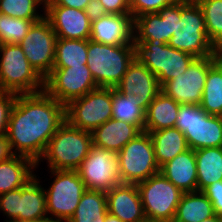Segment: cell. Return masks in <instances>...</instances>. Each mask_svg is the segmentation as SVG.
Wrapping results in <instances>:
<instances>
[{"label":"cell","instance_id":"6da1fadb","mask_svg":"<svg viewBox=\"0 0 222 222\" xmlns=\"http://www.w3.org/2000/svg\"><path fill=\"white\" fill-rule=\"evenodd\" d=\"M65 121V105L45 90L17 95L6 134L13 153L38 166L48 142Z\"/></svg>","mask_w":222,"mask_h":222},{"label":"cell","instance_id":"7a4b0ae2","mask_svg":"<svg viewBox=\"0 0 222 222\" xmlns=\"http://www.w3.org/2000/svg\"><path fill=\"white\" fill-rule=\"evenodd\" d=\"M167 44L195 58L215 55L216 48L209 41L203 12L195 0L177 1V26Z\"/></svg>","mask_w":222,"mask_h":222},{"label":"cell","instance_id":"3957f363","mask_svg":"<svg viewBox=\"0 0 222 222\" xmlns=\"http://www.w3.org/2000/svg\"><path fill=\"white\" fill-rule=\"evenodd\" d=\"M93 146L92 134L65 121L51 137L44 154L50 170L76 171Z\"/></svg>","mask_w":222,"mask_h":222},{"label":"cell","instance_id":"277c9868","mask_svg":"<svg viewBox=\"0 0 222 222\" xmlns=\"http://www.w3.org/2000/svg\"><path fill=\"white\" fill-rule=\"evenodd\" d=\"M87 66L98 87L115 86L136 58V47L107 45L88 39Z\"/></svg>","mask_w":222,"mask_h":222},{"label":"cell","instance_id":"5b68a950","mask_svg":"<svg viewBox=\"0 0 222 222\" xmlns=\"http://www.w3.org/2000/svg\"><path fill=\"white\" fill-rule=\"evenodd\" d=\"M0 91L17 95L44 91V79L19 44H0Z\"/></svg>","mask_w":222,"mask_h":222},{"label":"cell","instance_id":"8992f818","mask_svg":"<svg viewBox=\"0 0 222 222\" xmlns=\"http://www.w3.org/2000/svg\"><path fill=\"white\" fill-rule=\"evenodd\" d=\"M175 128L184 133L188 147H222V118L207 114L200 105L180 104Z\"/></svg>","mask_w":222,"mask_h":222},{"label":"cell","instance_id":"52a82bcc","mask_svg":"<svg viewBox=\"0 0 222 222\" xmlns=\"http://www.w3.org/2000/svg\"><path fill=\"white\" fill-rule=\"evenodd\" d=\"M136 185L146 220L173 222L177 206L184 193L161 172Z\"/></svg>","mask_w":222,"mask_h":222},{"label":"cell","instance_id":"ba28073f","mask_svg":"<svg viewBox=\"0 0 222 222\" xmlns=\"http://www.w3.org/2000/svg\"><path fill=\"white\" fill-rule=\"evenodd\" d=\"M121 183L137 184L160 172L148 132H140L118 153Z\"/></svg>","mask_w":222,"mask_h":222},{"label":"cell","instance_id":"9c48e42d","mask_svg":"<svg viewBox=\"0 0 222 222\" xmlns=\"http://www.w3.org/2000/svg\"><path fill=\"white\" fill-rule=\"evenodd\" d=\"M134 45L137 59L157 77L161 87L184 73L196 59L191 54L164 43L143 41Z\"/></svg>","mask_w":222,"mask_h":222},{"label":"cell","instance_id":"30bf717a","mask_svg":"<svg viewBox=\"0 0 222 222\" xmlns=\"http://www.w3.org/2000/svg\"><path fill=\"white\" fill-rule=\"evenodd\" d=\"M55 176L49 189H45L47 216L58 222H68L87 190L77 171L51 170ZM51 216V217H50Z\"/></svg>","mask_w":222,"mask_h":222},{"label":"cell","instance_id":"8fae6325","mask_svg":"<svg viewBox=\"0 0 222 222\" xmlns=\"http://www.w3.org/2000/svg\"><path fill=\"white\" fill-rule=\"evenodd\" d=\"M112 88L98 87L65 106L66 121L73 127L92 132L112 118Z\"/></svg>","mask_w":222,"mask_h":222},{"label":"cell","instance_id":"7c38bea8","mask_svg":"<svg viewBox=\"0 0 222 222\" xmlns=\"http://www.w3.org/2000/svg\"><path fill=\"white\" fill-rule=\"evenodd\" d=\"M96 88L98 86L86 64L53 68L44 79V90L65 106Z\"/></svg>","mask_w":222,"mask_h":222},{"label":"cell","instance_id":"4fadbf2b","mask_svg":"<svg viewBox=\"0 0 222 222\" xmlns=\"http://www.w3.org/2000/svg\"><path fill=\"white\" fill-rule=\"evenodd\" d=\"M87 190L108 192L121 183L117 154L92 146L76 170Z\"/></svg>","mask_w":222,"mask_h":222},{"label":"cell","instance_id":"5bb4252c","mask_svg":"<svg viewBox=\"0 0 222 222\" xmlns=\"http://www.w3.org/2000/svg\"><path fill=\"white\" fill-rule=\"evenodd\" d=\"M57 35L44 16L34 22L19 43L30 65L45 79L52 71L55 60Z\"/></svg>","mask_w":222,"mask_h":222},{"label":"cell","instance_id":"9a60e30c","mask_svg":"<svg viewBox=\"0 0 222 222\" xmlns=\"http://www.w3.org/2000/svg\"><path fill=\"white\" fill-rule=\"evenodd\" d=\"M216 60V54L196 58L184 73L167 81L161 91L179 104L200 105L208 70Z\"/></svg>","mask_w":222,"mask_h":222},{"label":"cell","instance_id":"2e32d148","mask_svg":"<svg viewBox=\"0 0 222 222\" xmlns=\"http://www.w3.org/2000/svg\"><path fill=\"white\" fill-rule=\"evenodd\" d=\"M115 89L124 95H135L145 112L154 98L161 92L157 77L137 57L130 64Z\"/></svg>","mask_w":222,"mask_h":222},{"label":"cell","instance_id":"e0dca14e","mask_svg":"<svg viewBox=\"0 0 222 222\" xmlns=\"http://www.w3.org/2000/svg\"><path fill=\"white\" fill-rule=\"evenodd\" d=\"M42 9L57 38L76 40L90 38L91 22L85 10L65 6H43Z\"/></svg>","mask_w":222,"mask_h":222},{"label":"cell","instance_id":"ac0fdd59","mask_svg":"<svg viewBox=\"0 0 222 222\" xmlns=\"http://www.w3.org/2000/svg\"><path fill=\"white\" fill-rule=\"evenodd\" d=\"M89 39L113 46L134 44V18L131 14H107L91 23Z\"/></svg>","mask_w":222,"mask_h":222},{"label":"cell","instance_id":"d6986e66","mask_svg":"<svg viewBox=\"0 0 222 222\" xmlns=\"http://www.w3.org/2000/svg\"><path fill=\"white\" fill-rule=\"evenodd\" d=\"M108 213L122 222H144L146 217L136 184L120 183L106 192Z\"/></svg>","mask_w":222,"mask_h":222},{"label":"cell","instance_id":"ffe728a7","mask_svg":"<svg viewBox=\"0 0 222 222\" xmlns=\"http://www.w3.org/2000/svg\"><path fill=\"white\" fill-rule=\"evenodd\" d=\"M160 172L183 193L197 191V170L195 150L178 154L165 163Z\"/></svg>","mask_w":222,"mask_h":222},{"label":"cell","instance_id":"44dd1931","mask_svg":"<svg viewBox=\"0 0 222 222\" xmlns=\"http://www.w3.org/2000/svg\"><path fill=\"white\" fill-rule=\"evenodd\" d=\"M141 131L134 125L117 119H109L95 128L92 134L93 146L118 153Z\"/></svg>","mask_w":222,"mask_h":222},{"label":"cell","instance_id":"7402d4cb","mask_svg":"<svg viewBox=\"0 0 222 222\" xmlns=\"http://www.w3.org/2000/svg\"><path fill=\"white\" fill-rule=\"evenodd\" d=\"M46 193L37 176L18 188V221H34L46 218Z\"/></svg>","mask_w":222,"mask_h":222},{"label":"cell","instance_id":"603a6c76","mask_svg":"<svg viewBox=\"0 0 222 222\" xmlns=\"http://www.w3.org/2000/svg\"><path fill=\"white\" fill-rule=\"evenodd\" d=\"M36 163L25 156L14 155L0 162V195L23 187L34 175Z\"/></svg>","mask_w":222,"mask_h":222},{"label":"cell","instance_id":"cb8c5ba5","mask_svg":"<svg viewBox=\"0 0 222 222\" xmlns=\"http://www.w3.org/2000/svg\"><path fill=\"white\" fill-rule=\"evenodd\" d=\"M179 107V103L161 91L145 112L144 131L175 127Z\"/></svg>","mask_w":222,"mask_h":222},{"label":"cell","instance_id":"d4e9b609","mask_svg":"<svg viewBox=\"0 0 222 222\" xmlns=\"http://www.w3.org/2000/svg\"><path fill=\"white\" fill-rule=\"evenodd\" d=\"M145 132L151 136L155 158L160 168L178 154L189 149L184 133L178 128Z\"/></svg>","mask_w":222,"mask_h":222},{"label":"cell","instance_id":"484cf974","mask_svg":"<svg viewBox=\"0 0 222 222\" xmlns=\"http://www.w3.org/2000/svg\"><path fill=\"white\" fill-rule=\"evenodd\" d=\"M197 170V191L222 180V147H208L195 150Z\"/></svg>","mask_w":222,"mask_h":222},{"label":"cell","instance_id":"4316f807","mask_svg":"<svg viewBox=\"0 0 222 222\" xmlns=\"http://www.w3.org/2000/svg\"><path fill=\"white\" fill-rule=\"evenodd\" d=\"M215 215L213 205L202 191L184 193L173 222H201Z\"/></svg>","mask_w":222,"mask_h":222},{"label":"cell","instance_id":"83f0119b","mask_svg":"<svg viewBox=\"0 0 222 222\" xmlns=\"http://www.w3.org/2000/svg\"><path fill=\"white\" fill-rule=\"evenodd\" d=\"M107 214L106 192L86 190L68 222H105Z\"/></svg>","mask_w":222,"mask_h":222},{"label":"cell","instance_id":"f1b7e54d","mask_svg":"<svg viewBox=\"0 0 222 222\" xmlns=\"http://www.w3.org/2000/svg\"><path fill=\"white\" fill-rule=\"evenodd\" d=\"M143 41L167 44L166 19L158 13H146L134 18V44H141Z\"/></svg>","mask_w":222,"mask_h":222},{"label":"cell","instance_id":"f546056e","mask_svg":"<svg viewBox=\"0 0 222 222\" xmlns=\"http://www.w3.org/2000/svg\"><path fill=\"white\" fill-rule=\"evenodd\" d=\"M112 119L124 121L144 132L145 111L135 95H124L112 88Z\"/></svg>","mask_w":222,"mask_h":222},{"label":"cell","instance_id":"4dcf8cb0","mask_svg":"<svg viewBox=\"0 0 222 222\" xmlns=\"http://www.w3.org/2000/svg\"><path fill=\"white\" fill-rule=\"evenodd\" d=\"M200 107L210 115L222 114V65L218 60L208 70Z\"/></svg>","mask_w":222,"mask_h":222},{"label":"cell","instance_id":"1f68e13d","mask_svg":"<svg viewBox=\"0 0 222 222\" xmlns=\"http://www.w3.org/2000/svg\"><path fill=\"white\" fill-rule=\"evenodd\" d=\"M88 39L57 38L53 68H68L87 64Z\"/></svg>","mask_w":222,"mask_h":222},{"label":"cell","instance_id":"d6a6232c","mask_svg":"<svg viewBox=\"0 0 222 222\" xmlns=\"http://www.w3.org/2000/svg\"><path fill=\"white\" fill-rule=\"evenodd\" d=\"M200 6L209 41L215 48L222 46V0H195Z\"/></svg>","mask_w":222,"mask_h":222},{"label":"cell","instance_id":"836d02e7","mask_svg":"<svg viewBox=\"0 0 222 222\" xmlns=\"http://www.w3.org/2000/svg\"><path fill=\"white\" fill-rule=\"evenodd\" d=\"M45 0H0L2 15L26 20H41L44 16L36 11Z\"/></svg>","mask_w":222,"mask_h":222},{"label":"cell","instance_id":"e575fe53","mask_svg":"<svg viewBox=\"0 0 222 222\" xmlns=\"http://www.w3.org/2000/svg\"><path fill=\"white\" fill-rule=\"evenodd\" d=\"M39 20H26L1 15L0 44H19L27 35L34 22Z\"/></svg>","mask_w":222,"mask_h":222},{"label":"cell","instance_id":"d590c367","mask_svg":"<svg viewBox=\"0 0 222 222\" xmlns=\"http://www.w3.org/2000/svg\"><path fill=\"white\" fill-rule=\"evenodd\" d=\"M176 1L178 0H129L130 14L136 18L146 13H157Z\"/></svg>","mask_w":222,"mask_h":222},{"label":"cell","instance_id":"8d00e7d4","mask_svg":"<svg viewBox=\"0 0 222 222\" xmlns=\"http://www.w3.org/2000/svg\"><path fill=\"white\" fill-rule=\"evenodd\" d=\"M17 94L0 91V136L7 134L8 122Z\"/></svg>","mask_w":222,"mask_h":222},{"label":"cell","instance_id":"74e56055","mask_svg":"<svg viewBox=\"0 0 222 222\" xmlns=\"http://www.w3.org/2000/svg\"><path fill=\"white\" fill-rule=\"evenodd\" d=\"M0 210L6 217V222L18 221V189L0 195Z\"/></svg>","mask_w":222,"mask_h":222},{"label":"cell","instance_id":"f35d334b","mask_svg":"<svg viewBox=\"0 0 222 222\" xmlns=\"http://www.w3.org/2000/svg\"><path fill=\"white\" fill-rule=\"evenodd\" d=\"M213 205L215 215H222V180L216 181L202 190Z\"/></svg>","mask_w":222,"mask_h":222},{"label":"cell","instance_id":"ab89813d","mask_svg":"<svg viewBox=\"0 0 222 222\" xmlns=\"http://www.w3.org/2000/svg\"><path fill=\"white\" fill-rule=\"evenodd\" d=\"M159 16L166 19L167 35L169 40L177 26V1L171 5L163 7L157 12Z\"/></svg>","mask_w":222,"mask_h":222},{"label":"cell","instance_id":"60d3db41","mask_svg":"<svg viewBox=\"0 0 222 222\" xmlns=\"http://www.w3.org/2000/svg\"><path fill=\"white\" fill-rule=\"evenodd\" d=\"M108 14H130L129 0H100Z\"/></svg>","mask_w":222,"mask_h":222},{"label":"cell","instance_id":"b9f144b4","mask_svg":"<svg viewBox=\"0 0 222 222\" xmlns=\"http://www.w3.org/2000/svg\"><path fill=\"white\" fill-rule=\"evenodd\" d=\"M85 13L91 23L108 14L100 0H90L85 8Z\"/></svg>","mask_w":222,"mask_h":222},{"label":"cell","instance_id":"7bdbcfd3","mask_svg":"<svg viewBox=\"0 0 222 222\" xmlns=\"http://www.w3.org/2000/svg\"><path fill=\"white\" fill-rule=\"evenodd\" d=\"M90 0H46L44 6H65L85 10Z\"/></svg>","mask_w":222,"mask_h":222},{"label":"cell","instance_id":"ee69618b","mask_svg":"<svg viewBox=\"0 0 222 222\" xmlns=\"http://www.w3.org/2000/svg\"><path fill=\"white\" fill-rule=\"evenodd\" d=\"M14 155L7 135L0 136V162L7 160Z\"/></svg>","mask_w":222,"mask_h":222},{"label":"cell","instance_id":"f6af8a7d","mask_svg":"<svg viewBox=\"0 0 222 222\" xmlns=\"http://www.w3.org/2000/svg\"><path fill=\"white\" fill-rule=\"evenodd\" d=\"M105 222H122V221L118 217H115L108 213L106 215Z\"/></svg>","mask_w":222,"mask_h":222},{"label":"cell","instance_id":"bcb514c9","mask_svg":"<svg viewBox=\"0 0 222 222\" xmlns=\"http://www.w3.org/2000/svg\"><path fill=\"white\" fill-rule=\"evenodd\" d=\"M14 222H58V221H56L52 218L46 217V218L34 220V221H14Z\"/></svg>","mask_w":222,"mask_h":222},{"label":"cell","instance_id":"7dc6e473","mask_svg":"<svg viewBox=\"0 0 222 222\" xmlns=\"http://www.w3.org/2000/svg\"><path fill=\"white\" fill-rule=\"evenodd\" d=\"M216 58L222 65V46L216 48Z\"/></svg>","mask_w":222,"mask_h":222},{"label":"cell","instance_id":"c3c4849f","mask_svg":"<svg viewBox=\"0 0 222 222\" xmlns=\"http://www.w3.org/2000/svg\"><path fill=\"white\" fill-rule=\"evenodd\" d=\"M201 222H221V220H220V216L214 215L213 217L205 219V220H203Z\"/></svg>","mask_w":222,"mask_h":222},{"label":"cell","instance_id":"681fc988","mask_svg":"<svg viewBox=\"0 0 222 222\" xmlns=\"http://www.w3.org/2000/svg\"><path fill=\"white\" fill-rule=\"evenodd\" d=\"M144 222H158V221H148V220H146V221H144Z\"/></svg>","mask_w":222,"mask_h":222}]
</instances>
